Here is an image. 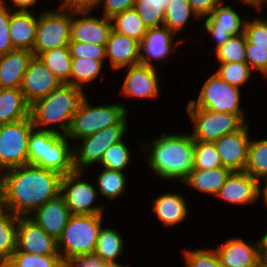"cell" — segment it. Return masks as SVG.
Here are the masks:
<instances>
[{
    "label": "cell",
    "mask_w": 267,
    "mask_h": 267,
    "mask_svg": "<svg viewBox=\"0 0 267 267\" xmlns=\"http://www.w3.org/2000/svg\"><path fill=\"white\" fill-rule=\"evenodd\" d=\"M111 22L113 31L128 36L139 43L143 40L148 29L134 8L114 15Z\"/></svg>",
    "instance_id": "cell-33"
},
{
    "label": "cell",
    "mask_w": 267,
    "mask_h": 267,
    "mask_svg": "<svg viewBox=\"0 0 267 267\" xmlns=\"http://www.w3.org/2000/svg\"><path fill=\"white\" fill-rule=\"evenodd\" d=\"M222 166L214 142L195 141L194 169H215Z\"/></svg>",
    "instance_id": "cell-41"
},
{
    "label": "cell",
    "mask_w": 267,
    "mask_h": 267,
    "mask_svg": "<svg viewBox=\"0 0 267 267\" xmlns=\"http://www.w3.org/2000/svg\"><path fill=\"white\" fill-rule=\"evenodd\" d=\"M260 238L261 252L264 262H267V232H265Z\"/></svg>",
    "instance_id": "cell-55"
},
{
    "label": "cell",
    "mask_w": 267,
    "mask_h": 267,
    "mask_svg": "<svg viewBox=\"0 0 267 267\" xmlns=\"http://www.w3.org/2000/svg\"><path fill=\"white\" fill-rule=\"evenodd\" d=\"M30 117V105L20 88H0V124Z\"/></svg>",
    "instance_id": "cell-28"
},
{
    "label": "cell",
    "mask_w": 267,
    "mask_h": 267,
    "mask_svg": "<svg viewBox=\"0 0 267 267\" xmlns=\"http://www.w3.org/2000/svg\"><path fill=\"white\" fill-rule=\"evenodd\" d=\"M33 53L14 49L0 56V88H20Z\"/></svg>",
    "instance_id": "cell-26"
},
{
    "label": "cell",
    "mask_w": 267,
    "mask_h": 267,
    "mask_svg": "<svg viewBox=\"0 0 267 267\" xmlns=\"http://www.w3.org/2000/svg\"><path fill=\"white\" fill-rule=\"evenodd\" d=\"M136 1H154V2H160L166 8L170 0H136Z\"/></svg>",
    "instance_id": "cell-59"
},
{
    "label": "cell",
    "mask_w": 267,
    "mask_h": 267,
    "mask_svg": "<svg viewBox=\"0 0 267 267\" xmlns=\"http://www.w3.org/2000/svg\"><path fill=\"white\" fill-rule=\"evenodd\" d=\"M246 18L244 24V34L249 43L254 46L267 47V18L262 15L253 19Z\"/></svg>",
    "instance_id": "cell-44"
},
{
    "label": "cell",
    "mask_w": 267,
    "mask_h": 267,
    "mask_svg": "<svg viewBox=\"0 0 267 267\" xmlns=\"http://www.w3.org/2000/svg\"><path fill=\"white\" fill-rule=\"evenodd\" d=\"M101 267H130V265L116 264V263H107L105 262Z\"/></svg>",
    "instance_id": "cell-58"
},
{
    "label": "cell",
    "mask_w": 267,
    "mask_h": 267,
    "mask_svg": "<svg viewBox=\"0 0 267 267\" xmlns=\"http://www.w3.org/2000/svg\"><path fill=\"white\" fill-rule=\"evenodd\" d=\"M123 85L120 94L125 98L154 99L161 93L160 78L155 67L137 64L126 67ZM160 85V86H159Z\"/></svg>",
    "instance_id": "cell-18"
},
{
    "label": "cell",
    "mask_w": 267,
    "mask_h": 267,
    "mask_svg": "<svg viewBox=\"0 0 267 267\" xmlns=\"http://www.w3.org/2000/svg\"><path fill=\"white\" fill-rule=\"evenodd\" d=\"M33 129L31 117L0 124V173L28 164L29 134Z\"/></svg>",
    "instance_id": "cell-11"
},
{
    "label": "cell",
    "mask_w": 267,
    "mask_h": 267,
    "mask_svg": "<svg viewBox=\"0 0 267 267\" xmlns=\"http://www.w3.org/2000/svg\"><path fill=\"white\" fill-rule=\"evenodd\" d=\"M7 211L5 204V192L4 186L0 177V215L4 214Z\"/></svg>",
    "instance_id": "cell-54"
},
{
    "label": "cell",
    "mask_w": 267,
    "mask_h": 267,
    "mask_svg": "<svg viewBox=\"0 0 267 267\" xmlns=\"http://www.w3.org/2000/svg\"><path fill=\"white\" fill-rule=\"evenodd\" d=\"M261 267H267V262H264Z\"/></svg>",
    "instance_id": "cell-60"
},
{
    "label": "cell",
    "mask_w": 267,
    "mask_h": 267,
    "mask_svg": "<svg viewBox=\"0 0 267 267\" xmlns=\"http://www.w3.org/2000/svg\"><path fill=\"white\" fill-rule=\"evenodd\" d=\"M16 250L36 255H60L57 240L28 216H18Z\"/></svg>",
    "instance_id": "cell-17"
},
{
    "label": "cell",
    "mask_w": 267,
    "mask_h": 267,
    "mask_svg": "<svg viewBox=\"0 0 267 267\" xmlns=\"http://www.w3.org/2000/svg\"><path fill=\"white\" fill-rule=\"evenodd\" d=\"M86 172L73 171L61 178L60 195L71 214L96 215L105 214V205L98 204V190L94 184L85 181ZM96 205V206H95Z\"/></svg>",
    "instance_id": "cell-12"
},
{
    "label": "cell",
    "mask_w": 267,
    "mask_h": 267,
    "mask_svg": "<svg viewBox=\"0 0 267 267\" xmlns=\"http://www.w3.org/2000/svg\"><path fill=\"white\" fill-rule=\"evenodd\" d=\"M184 262L187 267H222L216 250L210 247L202 249H185Z\"/></svg>",
    "instance_id": "cell-42"
},
{
    "label": "cell",
    "mask_w": 267,
    "mask_h": 267,
    "mask_svg": "<svg viewBox=\"0 0 267 267\" xmlns=\"http://www.w3.org/2000/svg\"><path fill=\"white\" fill-rule=\"evenodd\" d=\"M88 97L86 95L73 115L70 129L66 134L69 141L75 140L76 142L104 128L117 125L129 114V110L123 103H107L93 106L88 101Z\"/></svg>",
    "instance_id": "cell-5"
},
{
    "label": "cell",
    "mask_w": 267,
    "mask_h": 267,
    "mask_svg": "<svg viewBox=\"0 0 267 267\" xmlns=\"http://www.w3.org/2000/svg\"><path fill=\"white\" fill-rule=\"evenodd\" d=\"M214 248L222 267H261L264 263L260 239L254 243L230 237Z\"/></svg>",
    "instance_id": "cell-14"
},
{
    "label": "cell",
    "mask_w": 267,
    "mask_h": 267,
    "mask_svg": "<svg viewBox=\"0 0 267 267\" xmlns=\"http://www.w3.org/2000/svg\"><path fill=\"white\" fill-rule=\"evenodd\" d=\"M8 211L29 216L35 209L60 194L62 175L42 167L26 164L0 173Z\"/></svg>",
    "instance_id": "cell-1"
},
{
    "label": "cell",
    "mask_w": 267,
    "mask_h": 267,
    "mask_svg": "<svg viewBox=\"0 0 267 267\" xmlns=\"http://www.w3.org/2000/svg\"><path fill=\"white\" fill-rule=\"evenodd\" d=\"M12 5L9 8L12 11H24V12H35V6L38 3V0H10ZM31 9V10H30Z\"/></svg>",
    "instance_id": "cell-52"
},
{
    "label": "cell",
    "mask_w": 267,
    "mask_h": 267,
    "mask_svg": "<svg viewBox=\"0 0 267 267\" xmlns=\"http://www.w3.org/2000/svg\"><path fill=\"white\" fill-rule=\"evenodd\" d=\"M193 12L200 21L208 17L212 11L225 0H188Z\"/></svg>",
    "instance_id": "cell-50"
},
{
    "label": "cell",
    "mask_w": 267,
    "mask_h": 267,
    "mask_svg": "<svg viewBox=\"0 0 267 267\" xmlns=\"http://www.w3.org/2000/svg\"><path fill=\"white\" fill-rule=\"evenodd\" d=\"M69 142L66 135L34 128L29 134L28 164L62 176L73 172V143Z\"/></svg>",
    "instance_id": "cell-4"
},
{
    "label": "cell",
    "mask_w": 267,
    "mask_h": 267,
    "mask_svg": "<svg viewBox=\"0 0 267 267\" xmlns=\"http://www.w3.org/2000/svg\"><path fill=\"white\" fill-rule=\"evenodd\" d=\"M146 165L158 178L167 181L184 179L194 170L195 141L189 133L163 132L150 142H143Z\"/></svg>",
    "instance_id": "cell-2"
},
{
    "label": "cell",
    "mask_w": 267,
    "mask_h": 267,
    "mask_svg": "<svg viewBox=\"0 0 267 267\" xmlns=\"http://www.w3.org/2000/svg\"><path fill=\"white\" fill-rule=\"evenodd\" d=\"M128 128L127 115L119 124L79 139L81 144L76 143L77 147L75 145L72 147L74 170L86 172L92 166H98L106 150L126 138Z\"/></svg>",
    "instance_id": "cell-8"
},
{
    "label": "cell",
    "mask_w": 267,
    "mask_h": 267,
    "mask_svg": "<svg viewBox=\"0 0 267 267\" xmlns=\"http://www.w3.org/2000/svg\"><path fill=\"white\" fill-rule=\"evenodd\" d=\"M124 237L115 228L102 227L98 233V239L94 253L104 262L120 264L117 260L124 252Z\"/></svg>",
    "instance_id": "cell-29"
},
{
    "label": "cell",
    "mask_w": 267,
    "mask_h": 267,
    "mask_svg": "<svg viewBox=\"0 0 267 267\" xmlns=\"http://www.w3.org/2000/svg\"><path fill=\"white\" fill-rule=\"evenodd\" d=\"M193 19L196 22L200 20L188 0H170L165 9L163 25L176 36L180 34L179 37L185 42V36H181V32Z\"/></svg>",
    "instance_id": "cell-30"
},
{
    "label": "cell",
    "mask_w": 267,
    "mask_h": 267,
    "mask_svg": "<svg viewBox=\"0 0 267 267\" xmlns=\"http://www.w3.org/2000/svg\"><path fill=\"white\" fill-rule=\"evenodd\" d=\"M37 31V15L13 11L9 20V35L14 49L32 52Z\"/></svg>",
    "instance_id": "cell-25"
},
{
    "label": "cell",
    "mask_w": 267,
    "mask_h": 267,
    "mask_svg": "<svg viewBox=\"0 0 267 267\" xmlns=\"http://www.w3.org/2000/svg\"><path fill=\"white\" fill-rule=\"evenodd\" d=\"M18 216L10 211L0 215V259H10L16 250Z\"/></svg>",
    "instance_id": "cell-36"
},
{
    "label": "cell",
    "mask_w": 267,
    "mask_h": 267,
    "mask_svg": "<svg viewBox=\"0 0 267 267\" xmlns=\"http://www.w3.org/2000/svg\"><path fill=\"white\" fill-rule=\"evenodd\" d=\"M241 89L227 83L214 72L204 81L197 100L190 99L186 107L205 108L217 113L239 115L246 123V113L241 103Z\"/></svg>",
    "instance_id": "cell-7"
},
{
    "label": "cell",
    "mask_w": 267,
    "mask_h": 267,
    "mask_svg": "<svg viewBox=\"0 0 267 267\" xmlns=\"http://www.w3.org/2000/svg\"><path fill=\"white\" fill-rule=\"evenodd\" d=\"M106 59L112 70H121L140 63L139 42L111 31L105 46Z\"/></svg>",
    "instance_id": "cell-23"
},
{
    "label": "cell",
    "mask_w": 267,
    "mask_h": 267,
    "mask_svg": "<svg viewBox=\"0 0 267 267\" xmlns=\"http://www.w3.org/2000/svg\"><path fill=\"white\" fill-rule=\"evenodd\" d=\"M104 214H72L61 236L57 239L61 259L93 254L102 227Z\"/></svg>",
    "instance_id": "cell-6"
},
{
    "label": "cell",
    "mask_w": 267,
    "mask_h": 267,
    "mask_svg": "<svg viewBox=\"0 0 267 267\" xmlns=\"http://www.w3.org/2000/svg\"><path fill=\"white\" fill-rule=\"evenodd\" d=\"M68 49L71 58H89L95 61H106V50L103 45L70 41Z\"/></svg>",
    "instance_id": "cell-45"
},
{
    "label": "cell",
    "mask_w": 267,
    "mask_h": 267,
    "mask_svg": "<svg viewBox=\"0 0 267 267\" xmlns=\"http://www.w3.org/2000/svg\"><path fill=\"white\" fill-rule=\"evenodd\" d=\"M219 66L215 70V74L227 83L241 89L251 79L252 70L247 63L244 62H224L218 63ZM241 87V88H240Z\"/></svg>",
    "instance_id": "cell-39"
},
{
    "label": "cell",
    "mask_w": 267,
    "mask_h": 267,
    "mask_svg": "<svg viewBox=\"0 0 267 267\" xmlns=\"http://www.w3.org/2000/svg\"><path fill=\"white\" fill-rule=\"evenodd\" d=\"M94 11H72L71 39L70 41L94 43L106 46L112 31L111 18L101 14L92 16Z\"/></svg>",
    "instance_id": "cell-16"
},
{
    "label": "cell",
    "mask_w": 267,
    "mask_h": 267,
    "mask_svg": "<svg viewBox=\"0 0 267 267\" xmlns=\"http://www.w3.org/2000/svg\"><path fill=\"white\" fill-rule=\"evenodd\" d=\"M61 85L62 83L47 66L37 56H33L22 78L20 89L26 102L32 105Z\"/></svg>",
    "instance_id": "cell-19"
},
{
    "label": "cell",
    "mask_w": 267,
    "mask_h": 267,
    "mask_svg": "<svg viewBox=\"0 0 267 267\" xmlns=\"http://www.w3.org/2000/svg\"><path fill=\"white\" fill-rule=\"evenodd\" d=\"M97 176L95 187L98 189L100 197H106L110 201H114L115 198L123 195L127 189L128 180L126 174L121 171L110 170L103 168ZM123 193V194H122Z\"/></svg>",
    "instance_id": "cell-34"
},
{
    "label": "cell",
    "mask_w": 267,
    "mask_h": 267,
    "mask_svg": "<svg viewBox=\"0 0 267 267\" xmlns=\"http://www.w3.org/2000/svg\"><path fill=\"white\" fill-rule=\"evenodd\" d=\"M260 182L246 171H232L215 195L219 200L236 206L252 205L260 199Z\"/></svg>",
    "instance_id": "cell-21"
},
{
    "label": "cell",
    "mask_w": 267,
    "mask_h": 267,
    "mask_svg": "<svg viewBox=\"0 0 267 267\" xmlns=\"http://www.w3.org/2000/svg\"><path fill=\"white\" fill-rule=\"evenodd\" d=\"M151 201L152 212L165 228L184 222L189 215L186 198L175 191L159 194Z\"/></svg>",
    "instance_id": "cell-24"
},
{
    "label": "cell",
    "mask_w": 267,
    "mask_h": 267,
    "mask_svg": "<svg viewBox=\"0 0 267 267\" xmlns=\"http://www.w3.org/2000/svg\"><path fill=\"white\" fill-rule=\"evenodd\" d=\"M62 84L70 85L72 58L68 46L44 51L37 56Z\"/></svg>",
    "instance_id": "cell-31"
},
{
    "label": "cell",
    "mask_w": 267,
    "mask_h": 267,
    "mask_svg": "<svg viewBox=\"0 0 267 267\" xmlns=\"http://www.w3.org/2000/svg\"><path fill=\"white\" fill-rule=\"evenodd\" d=\"M9 0H0V56L14 50L9 35V20L13 12L7 4Z\"/></svg>",
    "instance_id": "cell-47"
},
{
    "label": "cell",
    "mask_w": 267,
    "mask_h": 267,
    "mask_svg": "<svg viewBox=\"0 0 267 267\" xmlns=\"http://www.w3.org/2000/svg\"><path fill=\"white\" fill-rule=\"evenodd\" d=\"M9 260L14 267H62L60 255H36L15 250Z\"/></svg>",
    "instance_id": "cell-40"
},
{
    "label": "cell",
    "mask_w": 267,
    "mask_h": 267,
    "mask_svg": "<svg viewBox=\"0 0 267 267\" xmlns=\"http://www.w3.org/2000/svg\"><path fill=\"white\" fill-rule=\"evenodd\" d=\"M246 36L243 33L232 36L225 44L214 50L219 63L244 62L246 59Z\"/></svg>",
    "instance_id": "cell-38"
},
{
    "label": "cell",
    "mask_w": 267,
    "mask_h": 267,
    "mask_svg": "<svg viewBox=\"0 0 267 267\" xmlns=\"http://www.w3.org/2000/svg\"><path fill=\"white\" fill-rule=\"evenodd\" d=\"M246 59L252 71H258L267 78V47L254 46L246 41Z\"/></svg>",
    "instance_id": "cell-46"
},
{
    "label": "cell",
    "mask_w": 267,
    "mask_h": 267,
    "mask_svg": "<svg viewBox=\"0 0 267 267\" xmlns=\"http://www.w3.org/2000/svg\"><path fill=\"white\" fill-rule=\"evenodd\" d=\"M247 17H242L232 5L219 4L212 13L203 19L199 31L211 34L215 43V50L225 44L232 36L244 32Z\"/></svg>",
    "instance_id": "cell-13"
},
{
    "label": "cell",
    "mask_w": 267,
    "mask_h": 267,
    "mask_svg": "<svg viewBox=\"0 0 267 267\" xmlns=\"http://www.w3.org/2000/svg\"><path fill=\"white\" fill-rule=\"evenodd\" d=\"M85 97L86 92L83 89L68 84H62L52 90L47 96L30 105L34 128L66 135L73 115Z\"/></svg>",
    "instance_id": "cell-3"
},
{
    "label": "cell",
    "mask_w": 267,
    "mask_h": 267,
    "mask_svg": "<svg viewBox=\"0 0 267 267\" xmlns=\"http://www.w3.org/2000/svg\"><path fill=\"white\" fill-rule=\"evenodd\" d=\"M101 0H64L60 5L72 11H96Z\"/></svg>",
    "instance_id": "cell-51"
},
{
    "label": "cell",
    "mask_w": 267,
    "mask_h": 267,
    "mask_svg": "<svg viewBox=\"0 0 267 267\" xmlns=\"http://www.w3.org/2000/svg\"><path fill=\"white\" fill-rule=\"evenodd\" d=\"M136 0H101L98 9H102V15L107 18H112L114 15L125 10L134 8Z\"/></svg>",
    "instance_id": "cell-48"
},
{
    "label": "cell",
    "mask_w": 267,
    "mask_h": 267,
    "mask_svg": "<svg viewBox=\"0 0 267 267\" xmlns=\"http://www.w3.org/2000/svg\"><path fill=\"white\" fill-rule=\"evenodd\" d=\"M232 171L226 167L194 169L182 182L200 193L215 197Z\"/></svg>",
    "instance_id": "cell-27"
},
{
    "label": "cell",
    "mask_w": 267,
    "mask_h": 267,
    "mask_svg": "<svg viewBox=\"0 0 267 267\" xmlns=\"http://www.w3.org/2000/svg\"><path fill=\"white\" fill-rule=\"evenodd\" d=\"M134 9L138 12L147 28L163 26L166 8L160 2L136 1Z\"/></svg>",
    "instance_id": "cell-43"
},
{
    "label": "cell",
    "mask_w": 267,
    "mask_h": 267,
    "mask_svg": "<svg viewBox=\"0 0 267 267\" xmlns=\"http://www.w3.org/2000/svg\"><path fill=\"white\" fill-rule=\"evenodd\" d=\"M245 171L260 183L267 178V138H251Z\"/></svg>",
    "instance_id": "cell-35"
},
{
    "label": "cell",
    "mask_w": 267,
    "mask_h": 267,
    "mask_svg": "<svg viewBox=\"0 0 267 267\" xmlns=\"http://www.w3.org/2000/svg\"><path fill=\"white\" fill-rule=\"evenodd\" d=\"M37 15L33 56L58 47L68 46L71 39L72 10L61 6L43 9Z\"/></svg>",
    "instance_id": "cell-9"
},
{
    "label": "cell",
    "mask_w": 267,
    "mask_h": 267,
    "mask_svg": "<svg viewBox=\"0 0 267 267\" xmlns=\"http://www.w3.org/2000/svg\"><path fill=\"white\" fill-rule=\"evenodd\" d=\"M107 61H95L89 58H72L70 73V85L81 88L85 91V85L98 79Z\"/></svg>",
    "instance_id": "cell-32"
},
{
    "label": "cell",
    "mask_w": 267,
    "mask_h": 267,
    "mask_svg": "<svg viewBox=\"0 0 267 267\" xmlns=\"http://www.w3.org/2000/svg\"><path fill=\"white\" fill-rule=\"evenodd\" d=\"M265 182V183H264ZM262 183H264L265 185H261L260 183V193H259V197H263L262 201H263V205H265V207H267V178L262 180ZM263 186V187H262Z\"/></svg>",
    "instance_id": "cell-56"
},
{
    "label": "cell",
    "mask_w": 267,
    "mask_h": 267,
    "mask_svg": "<svg viewBox=\"0 0 267 267\" xmlns=\"http://www.w3.org/2000/svg\"><path fill=\"white\" fill-rule=\"evenodd\" d=\"M250 126V123H247L241 130L214 141L223 167L231 171H245L251 142Z\"/></svg>",
    "instance_id": "cell-20"
},
{
    "label": "cell",
    "mask_w": 267,
    "mask_h": 267,
    "mask_svg": "<svg viewBox=\"0 0 267 267\" xmlns=\"http://www.w3.org/2000/svg\"><path fill=\"white\" fill-rule=\"evenodd\" d=\"M64 198L59 194L35 209L28 217L56 240L61 236L71 217Z\"/></svg>",
    "instance_id": "cell-22"
},
{
    "label": "cell",
    "mask_w": 267,
    "mask_h": 267,
    "mask_svg": "<svg viewBox=\"0 0 267 267\" xmlns=\"http://www.w3.org/2000/svg\"><path fill=\"white\" fill-rule=\"evenodd\" d=\"M0 267H14L9 259H0Z\"/></svg>",
    "instance_id": "cell-57"
},
{
    "label": "cell",
    "mask_w": 267,
    "mask_h": 267,
    "mask_svg": "<svg viewBox=\"0 0 267 267\" xmlns=\"http://www.w3.org/2000/svg\"><path fill=\"white\" fill-rule=\"evenodd\" d=\"M186 113L193 123L190 134L194 141L214 142L247 124L239 115L212 112L205 108L186 107Z\"/></svg>",
    "instance_id": "cell-10"
},
{
    "label": "cell",
    "mask_w": 267,
    "mask_h": 267,
    "mask_svg": "<svg viewBox=\"0 0 267 267\" xmlns=\"http://www.w3.org/2000/svg\"><path fill=\"white\" fill-rule=\"evenodd\" d=\"M130 147H128L125 138L112 145L104 153L102 160L99 164V167L116 170L121 172H126V168L132 162Z\"/></svg>",
    "instance_id": "cell-37"
},
{
    "label": "cell",
    "mask_w": 267,
    "mask_h": 267,
    "mask_svg": "<svg viewBox=\"0 0 267 267\" xmlns=\"http://www.w3.org/2000/svg\"><path fill=\"white\" fill-rule=\"evenodd\" d=\"M174 37L177 36L164 25L148 28L143 40L139 43L140 64L155 68L156 64L153 61L166 59L165 62L168 63V57L177 52L176 46L184 43L181 38H177L175 42Z\"/></svg>",
    "instance_id": "cell-15"
},
{
    "label": "cell",
    "mask_w": 267,
    "mask_h": 267,
    "mask_svg": "<svg viewBox=\"0 0 267 267\" xmlns=\"http://www.w3.org/2000/svg\"><path fill=\"white\" fill-rule=\"evenodd\" d=\"M105 262L95 253L62 260V267H101Z\"/></svg>",
    "instance_id": "cell-49"
},
{
    "label": "cell",
    "mask_w": 267,
    "mask_h": 267,
    "mask_svg": "<svg viewBox=\"0 0 267 267\" xmlns=\"http://www.w3.org/2000/svg\"><path fill=\"white\" fill-rule=\"evenodd\" d=\"M239 2H241L242 5L245 4L252 9L254 8L253 10L257 12H261L263 11L266 0H239Z\"/></svg>",
    "instance_id": "cell-53"
}]
</instances>
